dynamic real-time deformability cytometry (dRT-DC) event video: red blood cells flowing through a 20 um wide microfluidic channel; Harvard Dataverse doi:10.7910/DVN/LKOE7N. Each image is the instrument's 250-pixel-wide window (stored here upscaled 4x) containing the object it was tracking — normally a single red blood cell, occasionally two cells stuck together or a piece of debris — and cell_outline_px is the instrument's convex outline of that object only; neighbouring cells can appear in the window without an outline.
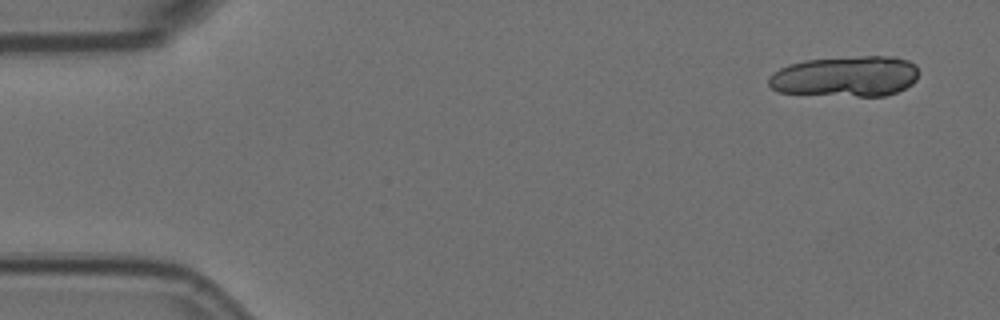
{"species": "Egyptian fruit bat (a non-hibernating species)", "species_latin": "Rousettus aegyptiacus", "temperature_condition": "room temperature", "stored_images_in_passage": 5, "camera_frame_rate_fps": 3000, "um_per_image_px": 0.085, "animal": {"sex": "female"}, "frame": {"image": 1, "passage_image": 1, "time_ms": 0.0, "image_size_px": [1000, 320], "cell_outline_px": [[920, 72], [916, 80], [912, 84], [896, 92], [884, 96], [856, 96], [776, 92], [768, 84], [768, 80], [780, 68], [788, 64], [804, 60], [864, 56], [896, 56], [908, 60], [916, 64]], "centroid_in_image_um": [71.93, 6.48], "position_along_channel_um": 13.1, "area_um2": 35.66}}